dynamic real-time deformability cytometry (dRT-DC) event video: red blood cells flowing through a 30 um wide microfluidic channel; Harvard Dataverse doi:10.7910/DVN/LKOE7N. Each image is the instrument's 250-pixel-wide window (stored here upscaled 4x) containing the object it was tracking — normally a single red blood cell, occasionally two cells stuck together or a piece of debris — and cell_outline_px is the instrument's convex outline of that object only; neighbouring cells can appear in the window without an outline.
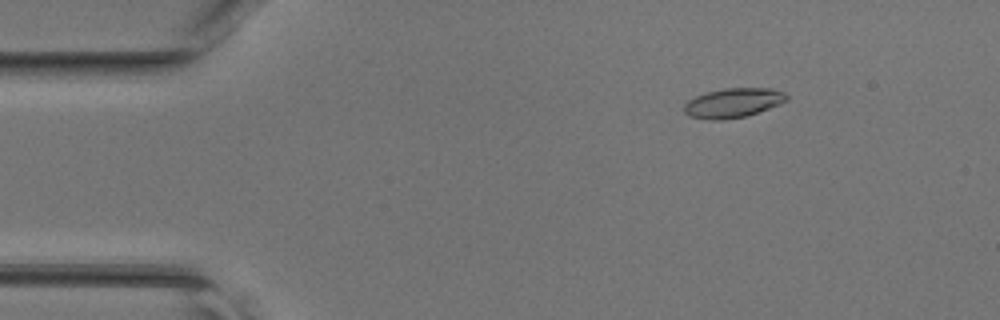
{"species": "common noctule bat (a hibernating species)", "species_latin": "Nyctalus noctula", "temperature_condition": "room temperature", "stored_images_in_passage": 47, "camera_frame_rate_fps": 3000, "um_per_image_px": 0.085, "animal": {"sex": "female", "body_mass_g": 17.0, "forearm_length_mm": 48.0}, "frame": {"image": 1, "passage_image": 7, "time_ms": 2.0, "image_size_px": [1000, 320], "cell_outline_px": [[788, 100], [780, 104], [744, 116], [724, 120], [712, 120], [688, 116], [684, 112], [684, 104], [688, 100], [696, 96], [708, 92], [724, 88], [772, 88], [784, 92], [788, 96]], "centroid_in_image_um": [62.31, 8.74], "position_along_channel_um": 22.7, "area_um2": 17.51}}
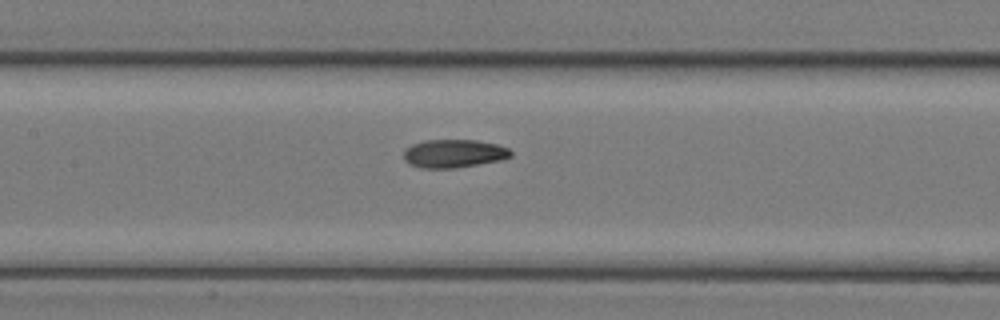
{"frame": {"image": 2, "passage_image": 22, "time_ms": 7.0, "image_size_px": [1000, 320], "cell_outline_px": [[512, 156], [500, 160], [456, 168], [424, 168], [412, 164], [404, 160], [404, 148], [412, 144], [424, 140], [476, 140], [496, 144], [508, 148], [512, 152]], "centroid_in_image_um": [38.57, 13.04], "position_along_channel_um": 168.8, "area_um2": 17.57}}
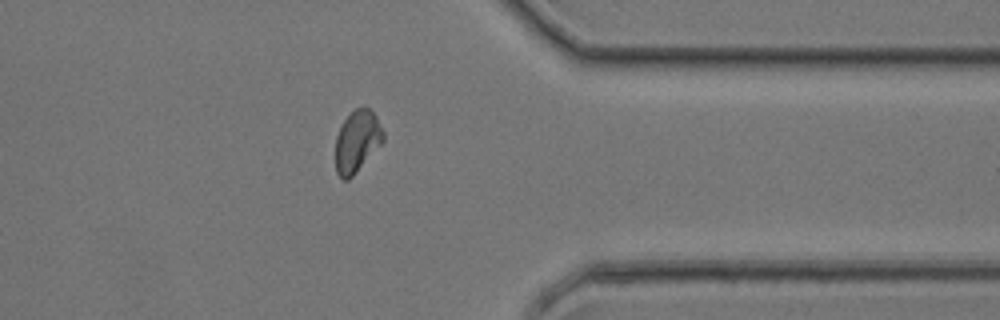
{"frame": {"image": 3, "passage_image": 37, "time_ms": 12.0, "image_size_px": [1000, 320], "cell_outline_px": [[384, 140], [356, 172], [348, 180], [344, 180], [336, 172], [336, 136], [344, 120], [356, 108], [364, 104], [376, 116], [384, 132]], "centroid_in_image_um": [30.36, 11.99], "position_along_channel_um": 381.0, "area_um2": 16.99}}